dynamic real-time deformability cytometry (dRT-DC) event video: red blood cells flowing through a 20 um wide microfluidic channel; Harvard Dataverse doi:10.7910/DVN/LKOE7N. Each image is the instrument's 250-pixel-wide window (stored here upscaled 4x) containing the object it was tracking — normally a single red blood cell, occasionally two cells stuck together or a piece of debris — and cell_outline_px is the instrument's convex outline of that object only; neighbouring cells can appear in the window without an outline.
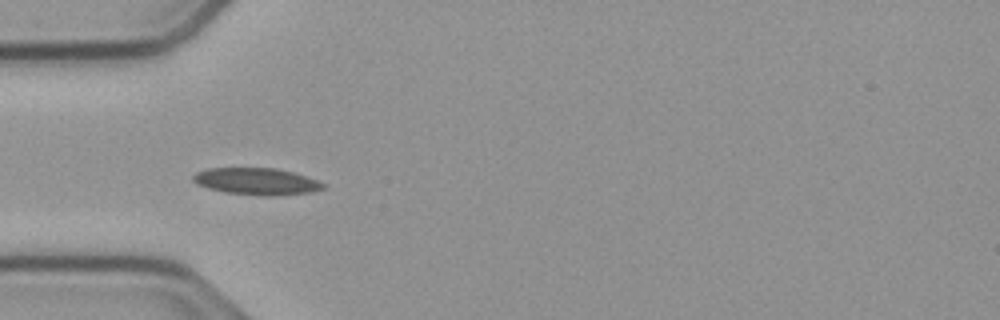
{"species": "common noctule bat (a hibernating species)", "species_latin": "Nyctalus noctula", "temperature_condition": "cold", "stored_images_in_passage": 39, "camera_frame_rate_fps": 3000, "um_per_image_px": 0.085, "animal": {"sex": "male", "body_mass_g": 23.1, "forearm_length_mm": 52.7}, "frame": {"image": 1, "passage_image": 1, "time_ms": 0.0, "image_size_px": [1000, 320], "cell_outline_px": [[328, 188], [312, 192], [276, 196], [264, 196], [224, 192], [208, 188], [196, 184], [192, 180], [192, 176], [196, 172], [208, 168], [276, 168], [292, 172], [328, 184]], "centroid_in_image_um": [21.83, 15.43], "position_along_channel_um": 63.2, "area_um2": 20.58}}
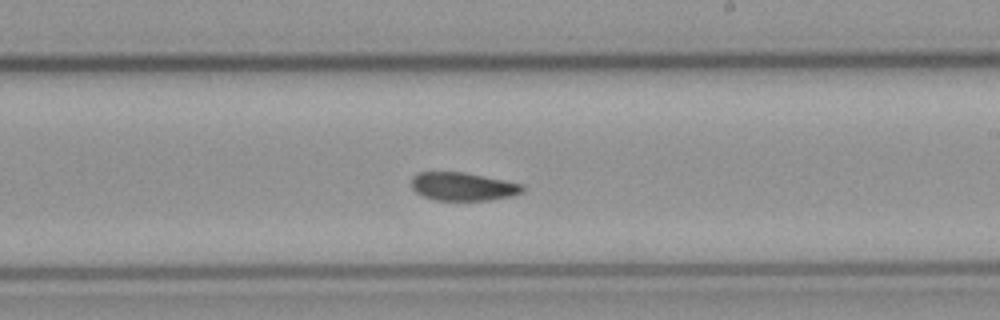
{"frame": {"image": 2, "passage_image": 16, "time_ms": 5.0, "image_size_px": [1000, 320], "cell_outline_px": [[524, 192], [512, 196], [488, 200], [436, 200], [420, 196], [412, 188], [412, 176], [420, 172], [464, 172], [524, 184]], "centroid_in_image_um": [39.35, 15.86], "position_along_channel_um": 249.6, "area_um2": 18.38}}
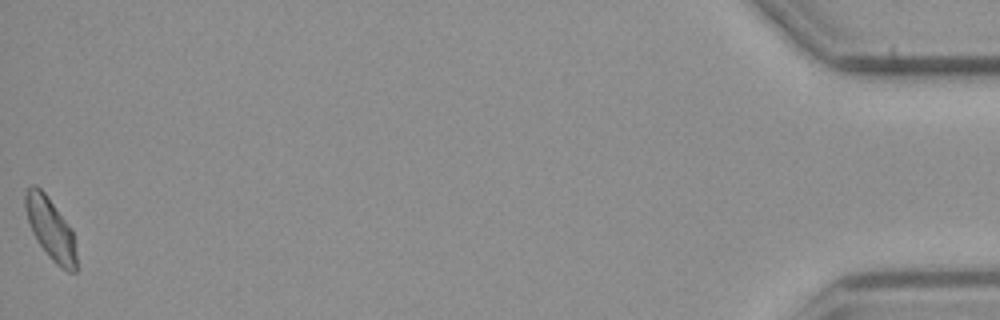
{"frame": {"image": 3, "passage_image": 39, "time_ms": 12.667, "image_size_px": [1000, 320], "cell_outline_px": [[76, 272], [68, 272], [56, 264], [48, 256], [32, 232], [24, 208], [24, 192], [32, 184], [36, 184], [44, 192], [72, 228], [76, 252]], "centroid_in_image_um": [4.29, 19.42], "position_along_channel_um": 430.9, "area_um2": 18.44}, "authors_computed_cell_mechanics": {"area_um2": 18.8428, "velocity_mm_per_s": 3.7389, "shape_relaxation_time_tau1_ms": 6.5695, "shape_relaxation_time_tau2_ms": 2.0186, "deformation_change_tau1": 0.1374, "deformation_change_tau2": 0.0575}}